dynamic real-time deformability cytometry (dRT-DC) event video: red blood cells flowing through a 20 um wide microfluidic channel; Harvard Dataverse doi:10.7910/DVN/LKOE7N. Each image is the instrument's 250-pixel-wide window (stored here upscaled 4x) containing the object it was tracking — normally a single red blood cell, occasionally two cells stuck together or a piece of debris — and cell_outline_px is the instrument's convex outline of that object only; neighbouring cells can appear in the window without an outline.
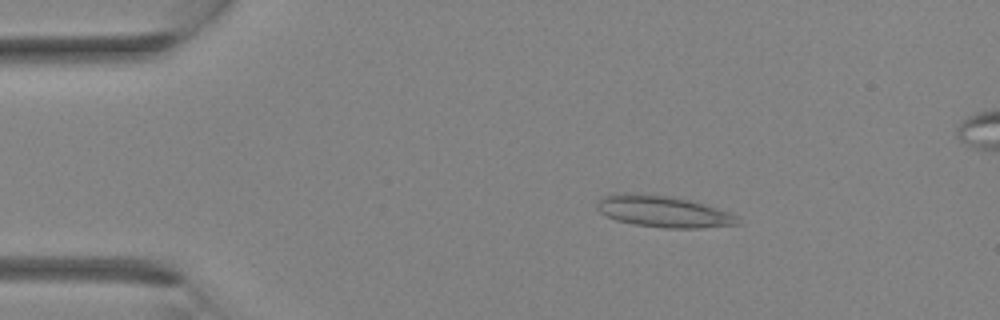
{"species": "Egyptian fruit bat (a non-hibernating species)", "species_latin": "Rousettus aegyptiacus", "temperature_condition": "room temperature", "stored_images_in_passage": 33, "segment_of_instrument_passage": [1, 2], "camera_frame_rate_fps": 3000, "um_per_image_px": 0.085, "animal": {"sex": "female"}, "frame": {"image": 1, "passage_image": 5, "time_ms": 1.333, "image_size_px": [1000, 320], "cell_outline_px": [[740, 224], [700, 228], [664, 228], [636, 224], [616, 220], [600, 212], [596, 208], [596, 204], [604, 196], [624, 192], [636, 192], [668, 196], [692, 200], [728, 212], [736, 216]], "centroid_in_image_um": [56.36, 17.96], "position_along_channel_um": 28.6, "area_um2": 25.72}}
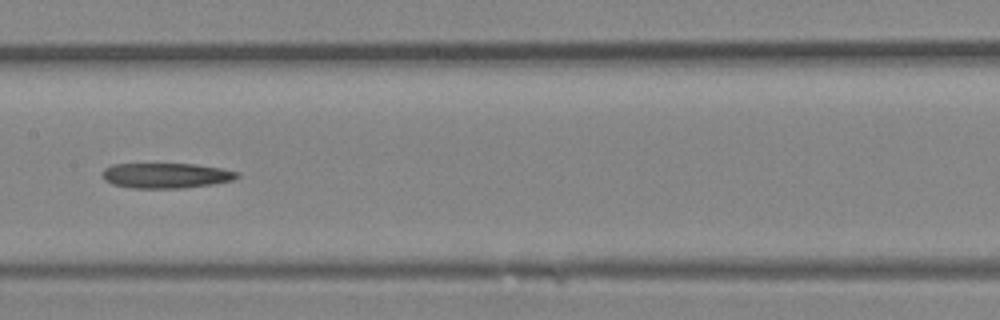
{"frame": {"image": 2, "passage_image": 16, "time_ms": 5.0, "image_size_px": [1000, 320], "cell_outline_px": [[240, 176], [232, 180], [212, 184], [184, 188], [132, 188], [112, 184], [104, 180], [100, 172], [104, 168], [112, 164], [196, 164], [220, 168], [240, 172]], "centroid_in_image_um": [14.08, 14.92], "position_along_channel_um": 193.3, "area_um2": 19.94}}
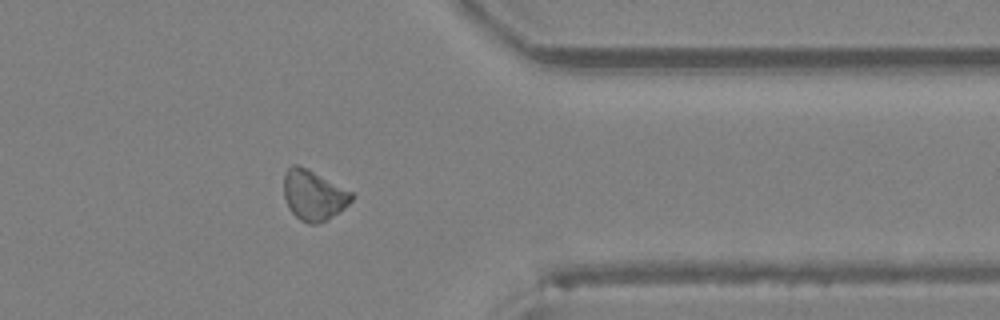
{"frame": {"image": 3, "passage_image": 26, "time_ms": 8.333, "image_size_px": [1000, 320], "cell_outline_px": [[356, 196], [340, 212], [320, 224], [308, 224], [300, 220], [288, 208], [284, 196], [284, 176], [288, 168], [292, 164], [296, 164], [308, 168], [352, 192]], "centroid_in_image_um": [26.66, 16.6], "position_along_channel_um": 384.7, "area_um2": 20.0}}